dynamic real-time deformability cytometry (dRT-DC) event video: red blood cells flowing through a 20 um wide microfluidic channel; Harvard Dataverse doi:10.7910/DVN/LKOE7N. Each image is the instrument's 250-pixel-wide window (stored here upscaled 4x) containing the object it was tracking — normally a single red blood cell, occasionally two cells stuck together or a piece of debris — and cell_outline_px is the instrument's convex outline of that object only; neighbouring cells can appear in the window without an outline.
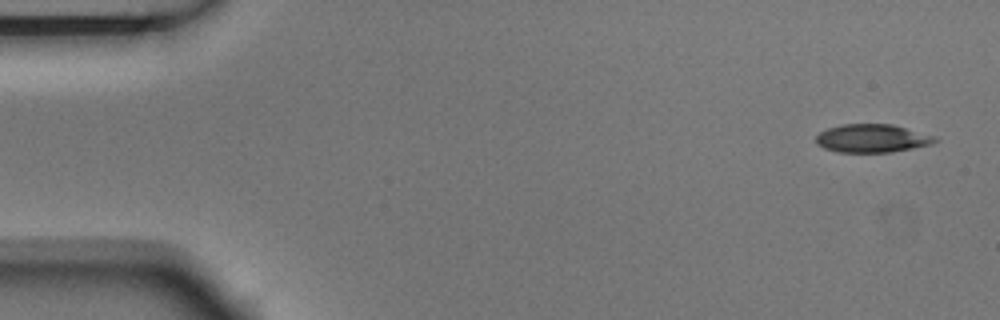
{"species": "Egyptian fruit bat (a non-hibernating species)", "species_latin": "Rousettus aegyptiacus", "temperature_condition": "room temperature", "stored_images_in_passage": 4, "camera_frame_rate_fps": 3000, "um_per_image_px": 0.085, "animal": {"sex": "male"}, "frame": {"image": 1, "passage_image": 1, "time_ms": 0.0, "image_size_px": [1000, 320], "cell_outline_px": [[940, 140], [932, 144], [892, 152], [836, 152], [824, 148], [816, 144], [816, 136], [820, 132], [828, 128], [840, 124], [892, 124], [936, 136]], "centroid_in_image_um": [74.14, 11.76], "position_along_channel_um": 10.9, "area_um2": 19.71}}
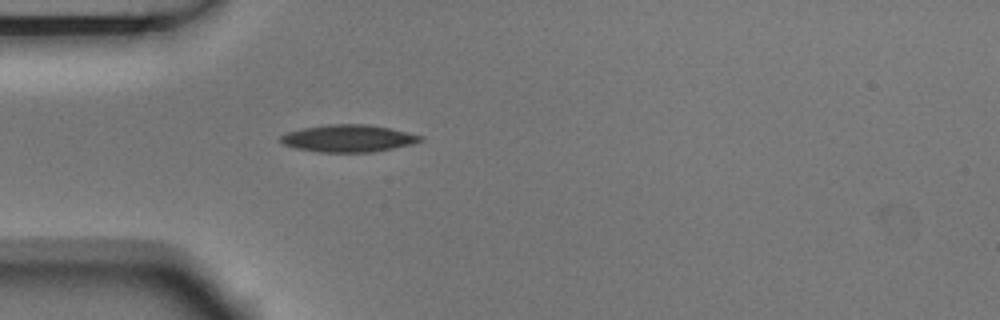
{"frame": {"image": 2, "passage_image": 4, "time_ms": 1.0, "image_size_px": [1000, 320], "cell_outline_px": [[424, 140], [412, 144], [372, 152], [320, 152], [296, 148], [284, 144], [280, 140], [280, 136], [288, 132], [300, 128], [328, 124], [368, 124], [388, 128], [424, 136]], "centroid_in_image_um": [29.6, 11.75], "position_along_channel_um": 55.4, "area_um2": 22.08}}